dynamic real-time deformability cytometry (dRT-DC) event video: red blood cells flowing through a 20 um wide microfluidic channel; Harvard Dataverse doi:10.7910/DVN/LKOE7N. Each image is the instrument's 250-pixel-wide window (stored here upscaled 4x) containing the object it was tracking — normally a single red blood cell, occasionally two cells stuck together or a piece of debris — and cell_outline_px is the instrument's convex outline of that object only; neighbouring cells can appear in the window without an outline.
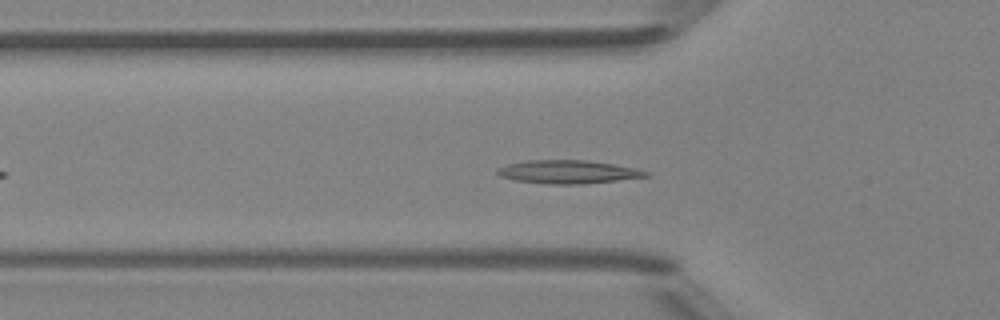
{"species": "Egyptian fruit bat (a non-hibernating species)", "species_latin": "Rousettus aegyptiacus", "temperature_condition": "room temperature", "stored_images_in_passage": 32, "camera_frame_rate_fps": 3000, "um_per_image_px": 0.085, "animal": {"sex": "female"}, "frame": {"image": 1, "passage_image": 9, "time_ms": 2.667, "image_size_px": [1000, 320], "cell_outline_px": [[652, 172], [648, 176], [584, 184], [548, 184], [516, 180], [500, 176], [496, 172], [496, 168], [508, 164], [528, 160], [588, 160], [636, 168]], "centroid_in_image_um": [48.28, 14.6], "position_along_channel_um": 77.5, "area_um2": 20.11}}
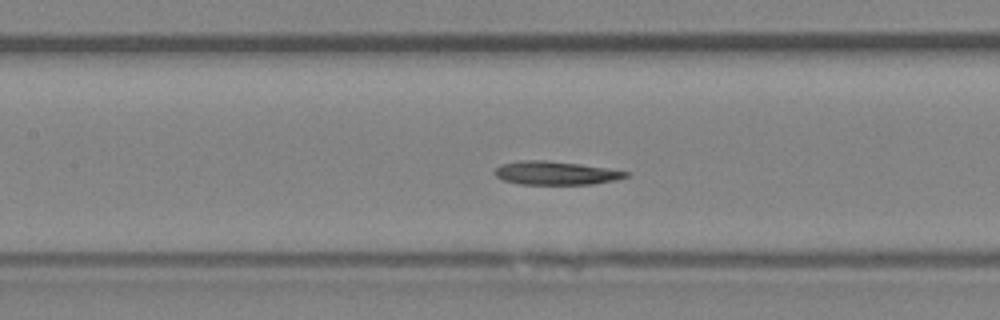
{"frame": {"image": 2, "passage_image": 15, "time_ms": 4.667, "image_size_px": [1000, 320], "cell_outline_px": [[632, 172], [628, 176], [616, 180], [592, 184], [520, 184], [504, 180], [496, 176], [492, 172], [500, 164], [520, 160], [548, 160], [580, 164], [608, 168]], "centroid_in_image_um": [47.24, 14.7], "position_along_channel_um": 160.2, "area_um2": 18.09}}
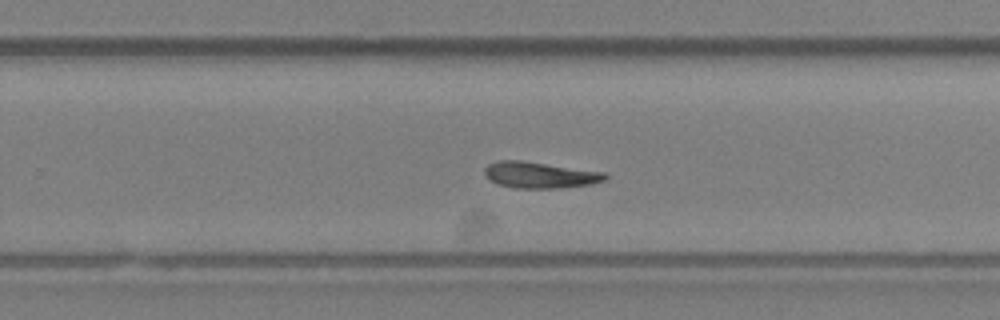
{"frame": {"image": 3, "passage_image": 24, "time_ms": 7.667, "image_size_px": [1000, 320], "cell_outline_px": [[608, 176], [604, 180], [592, 184], [560, 188], [516, 188], [500, 184], [492, 180], [484, 172], [484, 168], [488, 164], [496, 160], [520, 160], [604, 172]], "centroid_in_image_um": [45.89, 14.87], "position_along_channel_um": 283.9, "area_um2": 18.21}, "authors_computed_cell_mechanics": {"area_um2": 18.6405, "velocity_mm_per_s": 4.1361, "shape_relaxation_time_tau1_ms": null, "shape_relaxation_time_tau2_ms": 7.4821, "deformation_change_tau1": null, "deformation_change_tau2": 0.1791}}